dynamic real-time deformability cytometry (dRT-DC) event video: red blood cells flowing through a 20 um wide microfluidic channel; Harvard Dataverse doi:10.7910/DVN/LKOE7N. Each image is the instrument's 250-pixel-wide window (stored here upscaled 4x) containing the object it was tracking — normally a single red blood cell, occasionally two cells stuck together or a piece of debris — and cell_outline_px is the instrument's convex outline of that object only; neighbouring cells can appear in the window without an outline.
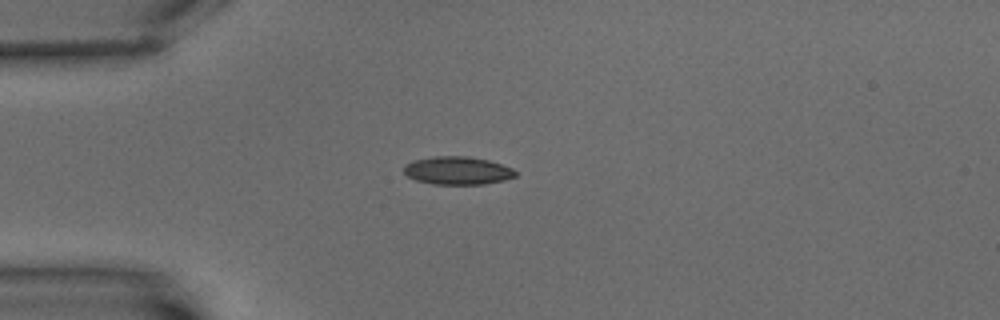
{"species": "common noctule bat (a hibernating species)", "species_latin": "Nyctalus noctula", "temperature_condition": "warm", "stored_images_in_passage": 8, "camera_frame_rate_fps": 3000, "um_per_image_px": 0.085, "animal": {"sex": "male", "body_mass_g": 15.6}, "frame": {"image": 1, "passage_image": 4, "time_ms": 3.333, "image_size_px": [1000, 320], "cell_outline_px": [[516, 176], [504, 180], [484, 184], [432, 184], [416, 180], [408, 176], [404, 172], [404, 164], [412, 160], [432, 156], [468, 156], [488, 160], [512, 168], [516, 172]], "centroid_in_image_um": [38.86, 14.49], "position_along_channel_um": 46.1, "area_um2": 18.26}}
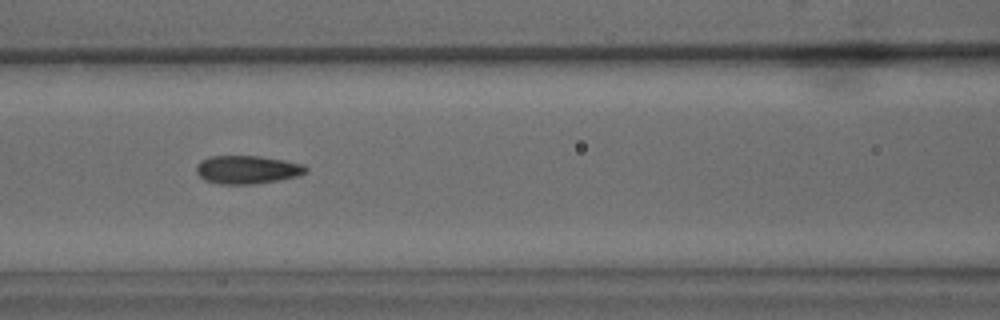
{"frame": {"image": 2, "passage_image": 7, "time_ms": 7.0, "image_size_px": [1000, 320], "cell_outline_px": [[308, 172], [300, 176], [256, 184], [220, 184], [204, 180], [196, 172], [196, 164], [200, 160], [208, 156], [260, 156], [284, 160], [304, 164], [308, 168]], "centroid_in_image_um": [21.03, 14.42], "position_along_channel_um": 145.6, "area_um2": 18.32}}
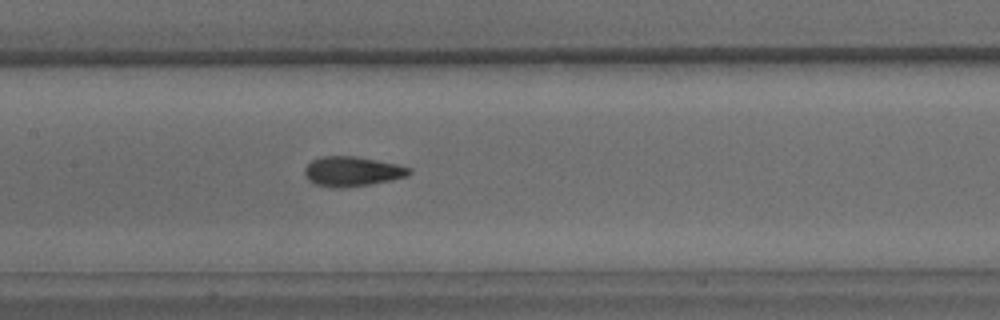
{"frame": {"image": 3, "passage_image": 8, "time_ms": 8.0, "image_size_px": [1000, 320], "cell_outline_px": [[412, 172], [408, 176], [392, 180], [344, 188], [332, 188], [312, 184], [304, 176], [304, 168], [312, 160], [320, 156], [352, 156], [376, 160], [396, 164], [412, 168]], "centroid_in_image_um": [29.9, 14.58], "position_along_channel_um": 177.5, "area_um2": 18.32}}